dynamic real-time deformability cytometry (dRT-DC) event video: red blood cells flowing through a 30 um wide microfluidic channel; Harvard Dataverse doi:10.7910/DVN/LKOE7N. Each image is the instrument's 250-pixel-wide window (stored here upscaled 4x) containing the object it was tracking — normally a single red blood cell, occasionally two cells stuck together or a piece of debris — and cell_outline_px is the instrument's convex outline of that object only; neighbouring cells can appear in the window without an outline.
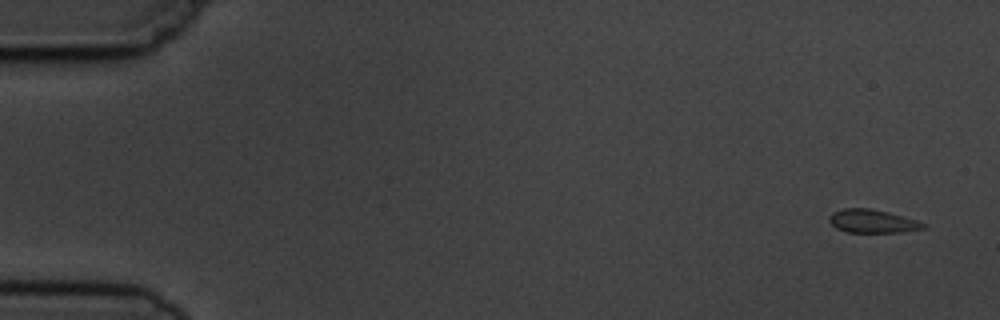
{"species": "common noctule bat (a hibernating species)", "species_latin": "Nyctalus noctula", "temperature_condition": "cold", "stored_images_in_passage": 4, "camera_frame_rate_fps": 3000, "um_per_image_px": 0.085, "animal": {"sex": "male", "body_mass_g": 19.5, "forearm_length_mm": 54.6}, "frame": {"image": 1, "passage_image": 1, "time_ms": 0.0, "image_size_px": [1000, 320], "cell_outline_px": [[928, 228], [900, 232], [848, 232], [836, 228], [828, 220], [828, 216], [832, 212], [844, 208], [868, 208], [888, 212], [916, 220], [924, 224]], "centroid_in_image_um": [74.13, 18.8], "position_along_channel_um": 10.9, "area_um2": 12.72}}